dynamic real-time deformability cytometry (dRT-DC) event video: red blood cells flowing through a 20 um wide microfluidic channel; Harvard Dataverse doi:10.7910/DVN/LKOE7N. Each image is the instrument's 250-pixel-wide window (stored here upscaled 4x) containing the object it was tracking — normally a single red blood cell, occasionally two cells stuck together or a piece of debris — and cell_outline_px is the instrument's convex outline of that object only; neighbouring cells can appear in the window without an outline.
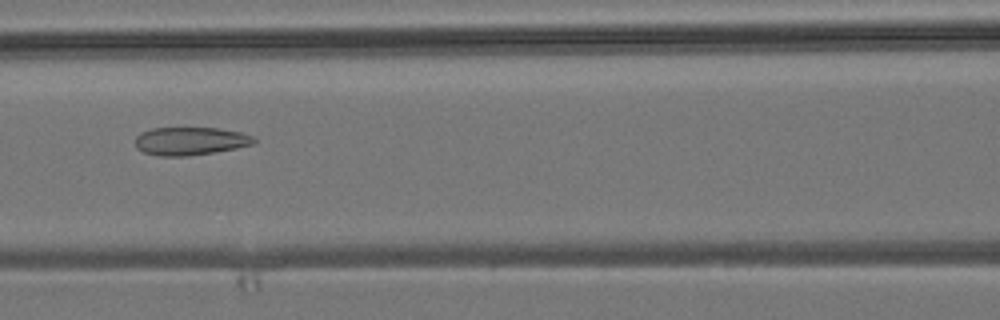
{"species": "common noctule bat (a hibernating species)", "species_latin": "Nyctalus noctula", "temperature_condition": "room temperature", "stored_images_in_passage": 8, "camera_frame_rate_fps": 3000, "um_per_image_px": 0.085, "animal": {"sex": "male", "body_mass_g": 19.2, "forearm_length_mm": 51.8}, "frame": {"image": 1, "passage_image": 8, "time_ms": 8.0, "image_size_px": [1000, 320], "cell_outline_px": [[256, 140], [252, 144], [236, 148], [188, 156], [160, 156], [144, 152], [136, 148], [136, 136], [140, 132], [152, 128], [216, 128], [240, 132], [256, 136]], "centroid_in_image_um": [16.17, 11.98], "position_along_channel_um": 150.4, "area_um2": 19.36}}